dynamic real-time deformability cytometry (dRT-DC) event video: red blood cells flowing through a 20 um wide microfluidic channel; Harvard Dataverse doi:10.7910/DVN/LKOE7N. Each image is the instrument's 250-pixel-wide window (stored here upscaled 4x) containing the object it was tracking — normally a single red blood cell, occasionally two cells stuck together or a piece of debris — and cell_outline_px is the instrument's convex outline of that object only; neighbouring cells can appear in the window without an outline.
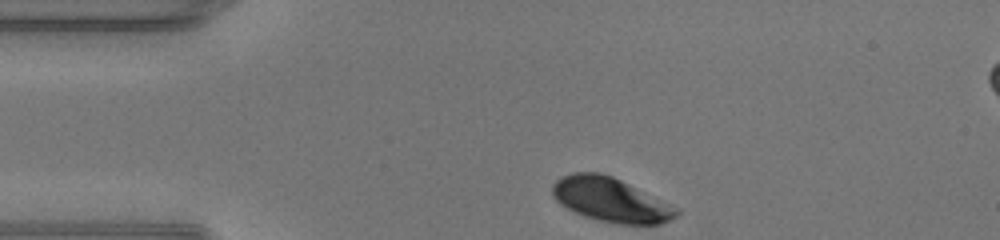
{"species": "human", "species_latin": "Homo sapiens", "temperature_condition": "warm", "stored_images_in_passage": 30, "camera_frame_rate_fps": 3000, "um_per_image_px": 0.085, "donor": {"sex": "male"}, "frame": {"image": 1, "passage_image": 1, "time_ms": 0.0, "image_size_px": [1000, 240], "cell_outline_px": [[680, 212], [676, 216], [660, 224], [624, 224], [604, 220], [588, 216], [576, 212], [568, 208], [552, 192], [552, 188], [556, 180], [564, 176], [576, 172], [596, 172], [612, 176]], "centroid_in_image_um": [51.86, 16.97], "position_along_channel_um": 33.1, "area_um2": 30.0}}
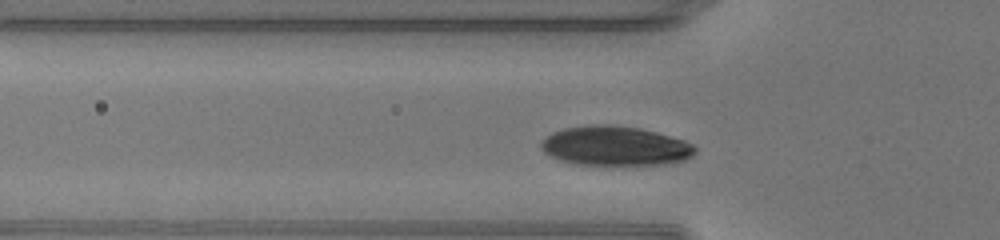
{"frame": {"image": 2, "passage_image": 7, "time_ms": 2.0, "image_size_px": [1000, 240], "cell_outline_px": [[696, 148], [688, 156], [680, 160], [656, 164], [588, 164], [568, 160], [556, 156], [548, 152], [544, 148], [544, 140], [548, 136], [556, 132], [568, 128], [636, 128], [668, 136], [692, 144]], "centroid_in_image_um": [52.37, 12.44], "position_along_channel_um": 73.4, "area_um2": 32.02}}
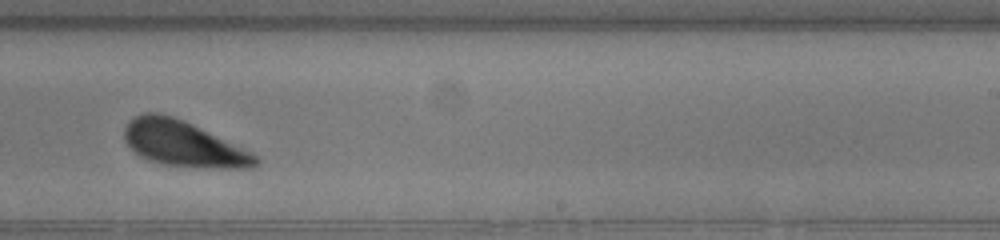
{"frame": {"image": 3, "passage_image": 21, "time_ms": 6.667, "image_size_px": [1000, 240], "cell_outline_px": [[256, 164], [168, 164], [144, 156], [136, 152], [128, 144], [124, 136], [124, 128], [136, 116], [148, 112], [168, 116], [180, 120], [256, 156]], "centroid_in_image_um": [15.34, 12.13], "position_along_channel_um": 273.7, "area_um2": 30.58}, "authors_computed_cell_mechanics": {"area_um2": 32.079, "velocity_mm_per_s": 4.2684, "shape_relaxation_time_tau1_ms": 2.2086, "shape_relaxation_time_tau2_ms": null, "deformation_change_tau1": 0.1484, "deformation_change_tau2": null}}